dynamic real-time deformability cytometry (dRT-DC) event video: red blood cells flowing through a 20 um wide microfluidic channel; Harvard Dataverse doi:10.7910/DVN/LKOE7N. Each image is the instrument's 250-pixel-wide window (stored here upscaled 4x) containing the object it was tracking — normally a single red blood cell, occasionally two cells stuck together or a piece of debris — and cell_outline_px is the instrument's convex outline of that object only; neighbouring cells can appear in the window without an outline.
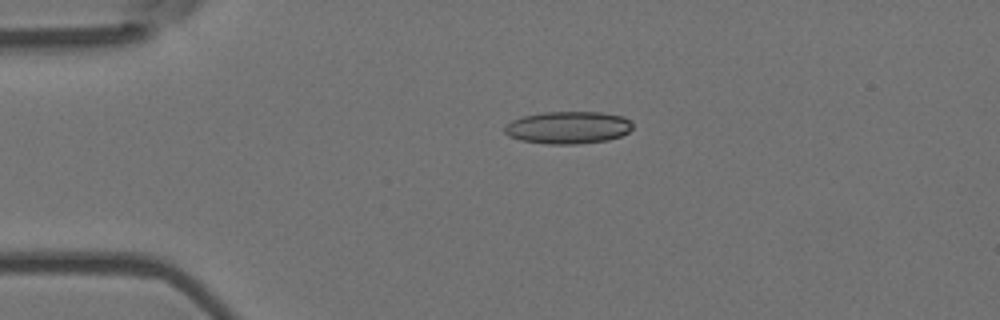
{"species": "Egyptian fruit bat (a non-hibernating species)", "species_latin": "Rousettus aegyptiacus", "temperature_condition": "room temperature", "stored_images_in_passage": 5, "camera_frame_rate_fps": 3000, "um_per_image_px": 0.085, "animal": {"sex": "female"}, "frame": {"image": 1, "passage_image": 4, "time_ms": 1.0, "image_size_px": [1000, 320], "cell_outline_px": [[632, 128], [628, 132], [620, 136], [608, 140], [576, 144], [548, 144], [520, 140], [508, 136], [504, 132], [504, 124], [512, 120], [524, 116], [544, 112], [600, 112], [624, 116], [632, 124]], "centroid_in_image_um": [48.26, 10.84], "position_along_channel_um": 36.7, "area_um2": 24.22}}